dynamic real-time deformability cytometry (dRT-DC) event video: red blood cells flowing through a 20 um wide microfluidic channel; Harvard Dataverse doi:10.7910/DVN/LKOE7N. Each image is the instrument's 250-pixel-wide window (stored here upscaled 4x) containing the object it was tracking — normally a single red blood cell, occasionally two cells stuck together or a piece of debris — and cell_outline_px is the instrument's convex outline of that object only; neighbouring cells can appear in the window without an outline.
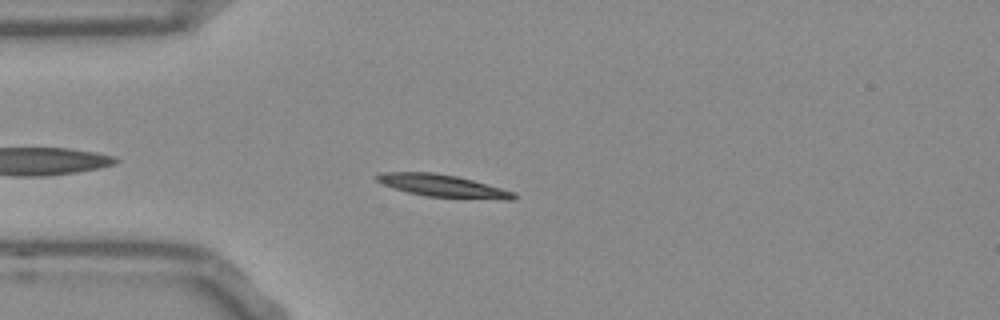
{"species": "Egyptian fruit bat (a non-hibernating species)", "species_latin": "Rousettus aegyptiacus", "temperature_condition": "room temperature", "stored_images_in_passage": 45, "camera_frame_rate_fps": 3000, "um_per_image_px": 0.085, "frame": {"image": 1, "passage_image": 5, "time_ms": 1.333, "image_size_px": [1000, 320], "cell_outline_px": [[516, 196], [512, 200], [504, 200], [428, 196], [408, 192], [384, 184], [376, 180], [372, 176], [380, 172], [436, 172], [456, 176], [472, 180], [516, 192]], "centroid_in_image_um": [37.64, 15.78], "position_along_channel_um": 47.4, "area_um2": 17.8}}
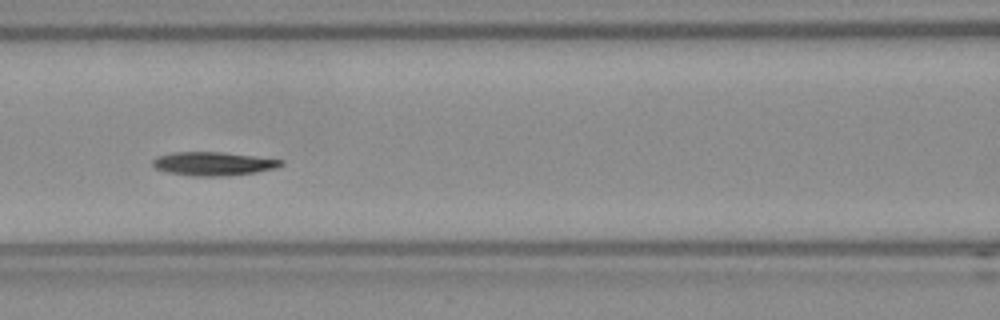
{"frame": {"image": 2, "passage_image": 14, "time_ms": 4.333, "image_size_px": [1000, 320], "cell_outline_px": [[284, 164], [276, 168], [256, 172], [228, 176], [192, 176], [168, 172], [156, 168], [152, 164], [152, 160], [160, 156], [176, 152], [220, 152], [284, 160]], "centroid_in_image_um": [18.16, 13.92], "position_along_channel_um": 148.4, "area_um2": 17.46}}
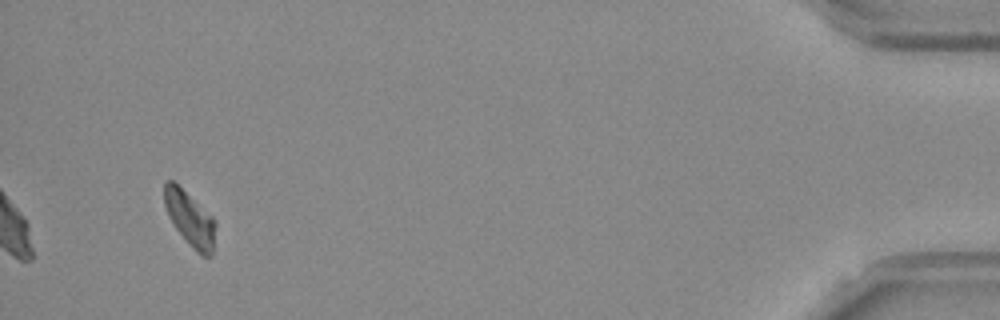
{"frame": {"image": 3, "passage_image": 42, "time_ms": 13.667, "image_size_px": [1000, 320], "cell_outline_px": [[216, 228], [212, 256], [200, 256], [196, 252], [176, 228], [168, 216], [164, 204], [164, 184], [168, 180], [172, 180], [212, 216], [216, 224]], "centroid_in_image_um": [16.16, 18.62], "position_along_channel_um": 419.0, "area_um2": 16.07}, "authors_computed_cell_mechanics": {"area_um2": 16.9354, "velocity_mm_per_s": 3.7595, "shape_relaxation_time_tau1_ms": 3.4756, "shape_relaxation_time_tau2_ms": null, "deformation_change_tau1": 0.1301, "deformation_change_tau2": null}}